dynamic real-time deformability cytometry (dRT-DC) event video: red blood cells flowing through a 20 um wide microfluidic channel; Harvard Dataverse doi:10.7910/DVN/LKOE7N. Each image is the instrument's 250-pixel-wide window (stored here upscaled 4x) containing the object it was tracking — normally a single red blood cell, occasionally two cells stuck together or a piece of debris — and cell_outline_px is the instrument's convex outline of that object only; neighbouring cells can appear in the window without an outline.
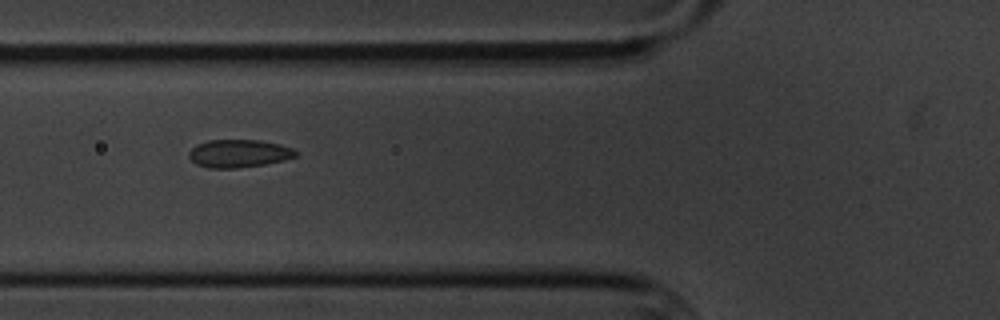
{"species": "common noctule bat (a hibernating species)", "species_latin": "Nyctalus noctula", "temperature_condition": "cold", "stored_images_in_passage": 12, "camera_frame_rate_fps": 3000, "um_per_image_px": 0.085, "animal": {"sex": "male", "body_mass_g": 20.1, "forearm_length_mm": 53.5}, "frame": {"image": 1, "passage_image": 3, "time_ms": 2.333, "image_size_px": [1000, 320], "cell_outline_px": [[296, 156], [284, 160], [264, 164], [240, 168], [208, 168], [196, 164], [188, 156], [188, 152], [196, 144], [208, 140], [260, 140], [280, 144], [292, 148], [296, 152]], "centroid_in_image_um": [20.27, 13.04], "position_along_channel_um": 105.5, "area_um2": 17.4}}
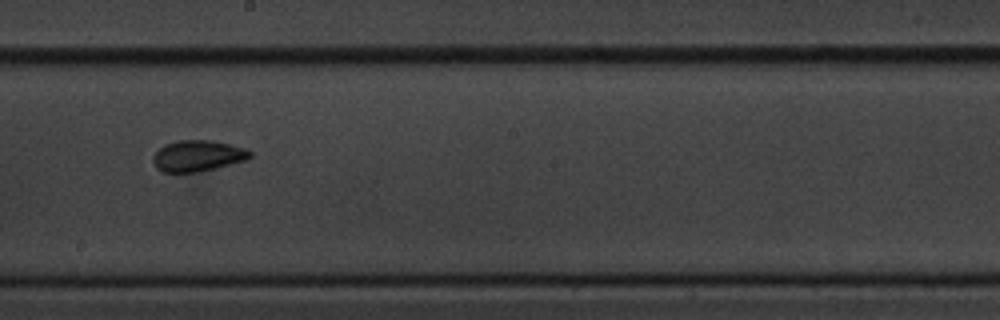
{"frame": {"image": 2, "passage_image": 6, "time_ms": 6.0, "image_size_px": [1000, 320], "cell_outline_px": [[252, 156], [248, 160], [216, 168], [196, 172], [164, 172], [156, 168], [152, 160], [152, 156], [164, 144], [180, 140], [212, 140], [244, 148], [252, 152]], "centroid_in_image_um": [16.81, 13.25], "position_along_channel_um": 231.4, "area_um2": 17.63}}
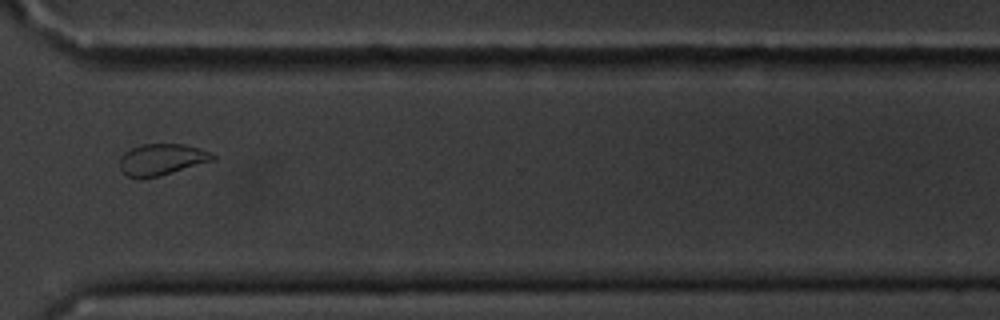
{"frame": {"image": 3, "passage_image": 9, "time_ms": 9.667, "image_size_px": [1000, 320], "cell_outline_px": [[216, 160], [160, 176], [128, 176], [120, 168], [120, 156], [124, 152], [140, 144], [184, 144], [200, 148], [212, 152], [216, 156]], "centroid_in_image_um": [13.81, 13.52], "position_along_channel_um": 356.8, "area_um2": 16.94}, "authors_computed_cell_mechanics": {"area_um2": 17.5423, "velocity_mm_per_s": 3.4246, "shape_relaxation_time_tau1_ms": 3.0677, "shape_relaxation_time_tau2_ms": 0.9953, "deformation_change_tau1": 0.0624, "deformation_change_tau2": 0.0237}}